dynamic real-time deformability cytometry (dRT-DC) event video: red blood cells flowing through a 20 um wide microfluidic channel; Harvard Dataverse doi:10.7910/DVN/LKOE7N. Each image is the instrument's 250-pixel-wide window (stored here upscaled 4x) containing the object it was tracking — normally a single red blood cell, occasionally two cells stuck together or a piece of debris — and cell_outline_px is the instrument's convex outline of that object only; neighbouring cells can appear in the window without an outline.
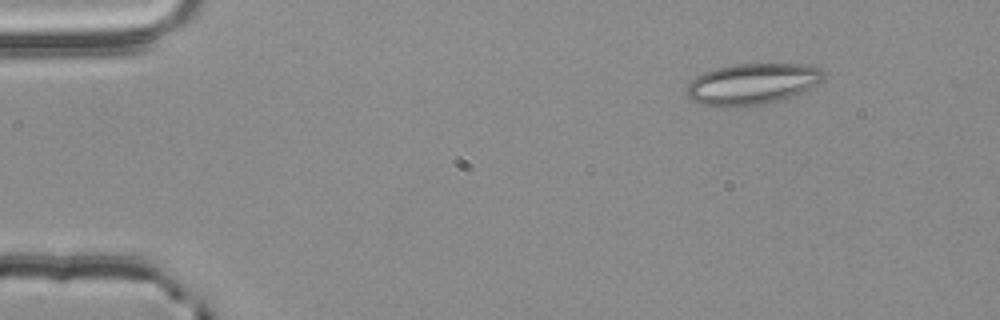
{"species": "common noctule bat (a hibernating species)", "species_latin": "Nyctalus noctula", "temperature_condition": "room temperature", "stored_images_in_passage": 3, "camera_frame_rate_fps": 3000, "um_per_image_px": 0.085, "animal": {"sex": "male", "body_mass_g": 20.4}, "frame": {"image": 1, "passage_image": 2, "time_ms": 0.333, "image_size_px": [1000, 320], "cell_outline_px": [[824, 80], [792, 96], [768, 104], [724, 108], [700, 104], [692, 100], [684, 92], [688, 84], [696, 76], [704, 72], [716, 68], [732, 64], [800, 64], [820, 68], [824, 72]], "centroid_in_image_um": [63.89, 7.15], "position_along_channel_um": 21.1, "area_um2": 33.06}}